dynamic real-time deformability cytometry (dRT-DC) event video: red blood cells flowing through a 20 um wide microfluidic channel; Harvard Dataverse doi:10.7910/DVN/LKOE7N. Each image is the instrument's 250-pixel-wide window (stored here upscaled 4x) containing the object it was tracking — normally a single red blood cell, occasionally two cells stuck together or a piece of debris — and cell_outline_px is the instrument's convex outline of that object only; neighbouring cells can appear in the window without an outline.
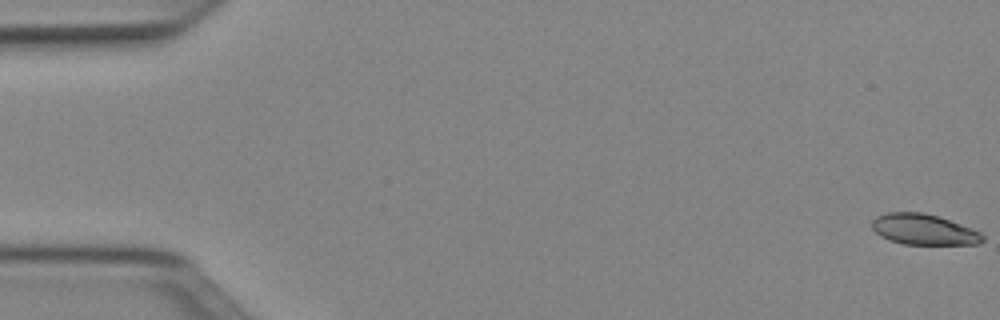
{"species": "Egyptian fruit bat (a non-hibernating species)", "species_latin": "Rousettus aegyptiacus", "temperature_condition": "cold", "stored_images_in_passage": 51, "camera_frame_rate_fps": 3000, "um_per_image_px": 0.085, "animal": {"sex": "female"}, "frame": {"image": 1, "passage_image": 1, "time_ms": 0.0, "image_size_px": [1000, 320], "cell_outline_px": [[984, 240], [976, 244], [904, 244], [880, 236], [872, 228], [872, 220], [876, 216], [888, 212], [924, 212], [940, 216], [972, 228], [980, 232], [984, 236]], "centroid_in_image_um": [78.53, 19.49], "position_along_channel_um": 6.5, "area_um2": 19.83}}
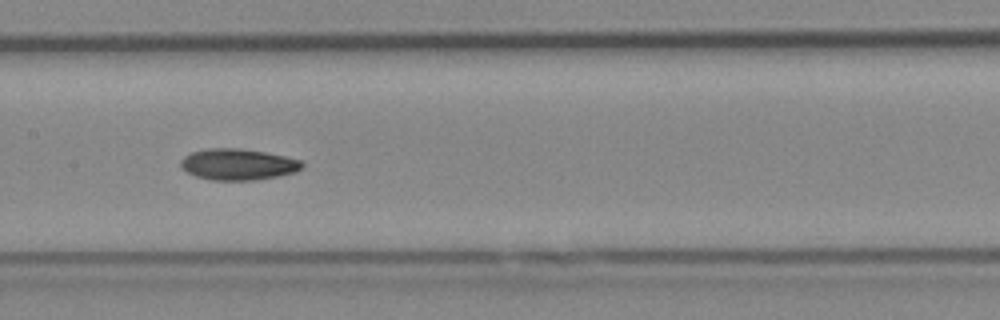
{"frame": {"image": 2, "passage_image": 26, "time_ms": 8.333, "image_size_px": [1000, 320], "cell_outline_px": [[304, 168], [296, 172], [256, 180], [212, 180], [196, 176], [180, 168], [180, 160], [184, 156], [192, 152], [208, 148], [240, 148], [264, 152], [284, 156], [300, 160], [304, 164]], "centroid_in_image_um": [20.23, 13.97], "position_along_channel_um": 187.2, "area_um2": 22.14}}
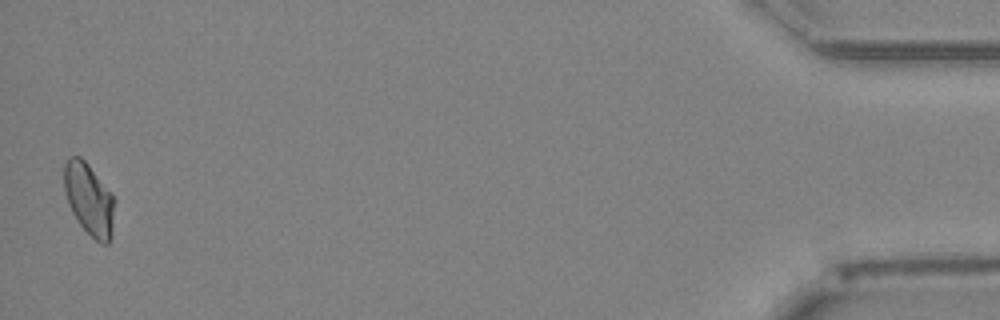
{"frame": {"image": 3, "passage_image": 51, "time_ms": 16.667, "image_size_px": [1000, 320], "cell_outline_px": [[112, 236], [108, 244], [100, 244], [80, 224], [72, 212], [68, 204], [64, 192], [64, 164], [68, 156], [80, 156], [88, 164], [112, 192]], "centroid_in_image_um": [7.54, 16.9], "position_along_channel_um": 427.7, "area_um2": 20.92}, "authors_computed_cell_mechanics": {"area_um2": 21.097, "velocity_mm_per_s": 3.9754, "shape_relaxation_time_tau1_ms": 5.6765, "shape_relaxation_time_tau2_ms": null, "deformation_change_tau1": 0.1267, "deformation_change_tau2": null}}